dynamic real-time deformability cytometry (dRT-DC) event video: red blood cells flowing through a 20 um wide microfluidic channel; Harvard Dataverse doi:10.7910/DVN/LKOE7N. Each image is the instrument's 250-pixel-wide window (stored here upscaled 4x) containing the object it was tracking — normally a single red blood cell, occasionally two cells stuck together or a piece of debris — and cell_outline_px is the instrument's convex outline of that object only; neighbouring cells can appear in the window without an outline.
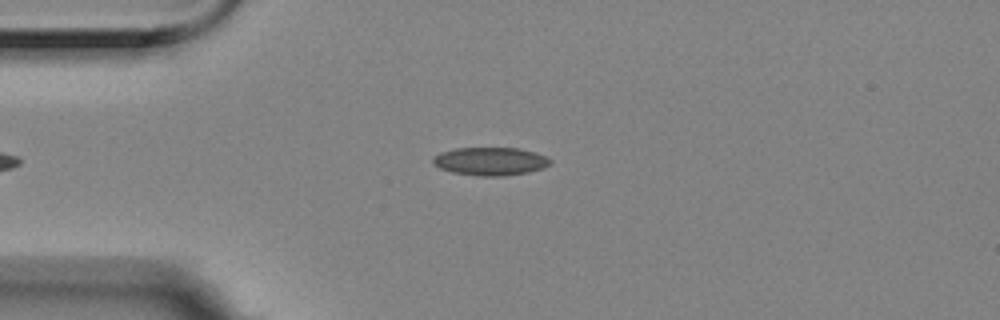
{"species": "Egyptian fruit bat (a non-hibernating species)", "species_latin": "Rousettus aegyptiacus", "temperature_condition": "room temperature", "stored_images_in_passage": 40, "camera_frame_rate_fps": 3000, "um_per_image_px": 0.085, "animal": {"sex": "female"}, "frame": {"image": 1, "passage_image": 2, "time_ms": 0.333, "image_size_px": [1000, 320], "cell_outline_px": [[552, 164], [544, 168], [528, 172], [504, 176], [480, 176], [452, 172], [440, 168], [432, 164], [432, 156], [440, 152], [456, 148], [520, 148], [536, 152], [552, 160]], "centroid_in_image_um": [41.68, 13.71], "position_along_channel_um": 43.3, "area_um2": 19.42}}
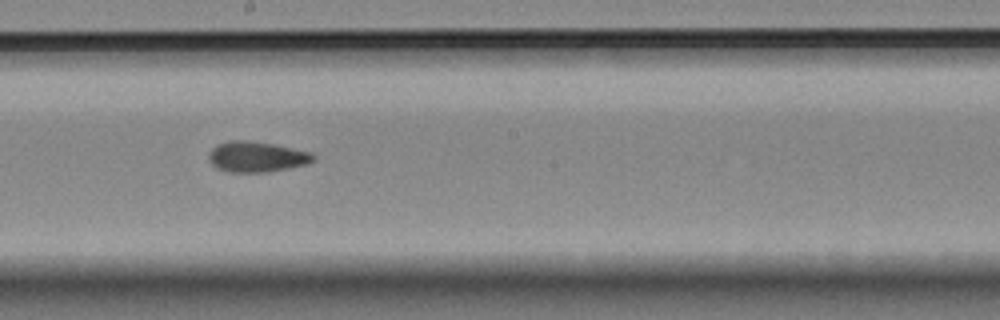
{"frame": {"image": 2, "passage_image": 19, "time_ms": 6.0, "image_size_px": [1000, 320], "cell_outline_px": [[316, 160], [308, 164], [268, 172], [228, 172], [216, 168], [208, 160], [208, 152], [216, 144], [228, 140], [244, 140], [276, 144], [312, 152], [316, 156]], "centroid_in_image_um": [21.82, 13.32], "position_along_channel_um": 226.4, "area_um2": 19.02}}
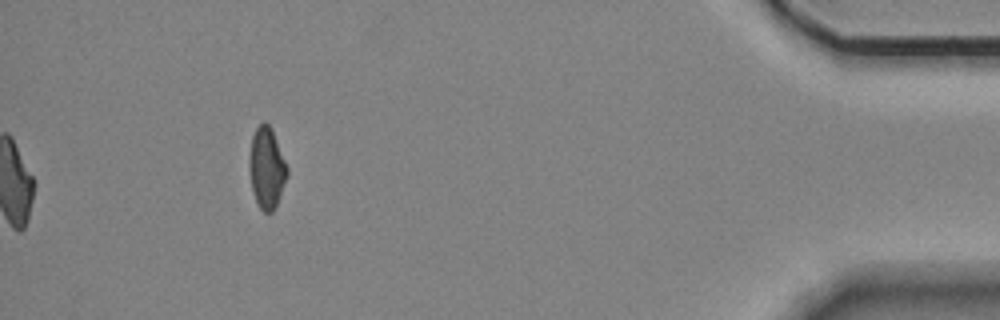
{"frame": {"image": 3, "passage_image": 40, "time_ms": 13.0, "image_size_px": [1000, 320], "cell_outline_px": [[288, 176], [276, 204], [272, 212], [264, 212], [260, 208], [252, 192], [248, 168], [248, 160], [252, 136], [256, 128], [264, 120], [272, 128], [288, 168]], "centroid_in_image_um": [22.65, 14.25], "position_along_channel_um": 412.5, "area_um2": 18.03}, "authors_computed_cell_mechanics": {"area_um2": 18.3226, "velocity_mm_per_s": 3.5336, "shape_relaxation_time_tau1_ms": null, "shape_relaxation_time_tau2_ms": 3.1302, "deformation_change_tau1": null, "deformation_change_tau2": 0.0962}}